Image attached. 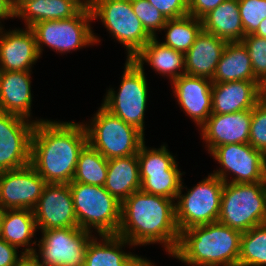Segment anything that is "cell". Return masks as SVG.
Returning <instances> with one entry per match:
<instances>
[{
	"label": "cell",
	"mask_w": 266,
	"mask_h": 266,
	"mask_svg": "<svg viewBox=\"0 0 266 266\" xmlns=\"http://www.w3.org/2000/svg\"><path fill=\"white\" fill-rule=\"evenodd\" d=\"M101 242L93 237L87 247L83 266H154L138 255L120 251L122 246L131 245L117 234H102Z\"/></svg>",
	"instance_id": "cell-21"
},
{
	"label": "cell",
	"mask_w": 266,
	"mask_h": 266,
	"mask_svg": "<svg viewBox=\"0 0 266 266\" xmlns=\"http://www.w3.org/2000/svg\"><path fill=\"white\" fill-rule=\"evenodd\" d=\"M17 247L7 243L0 237V266H16L24 255L18 257Z\"/></svg>",
	"instance_id": "cell-39"
},
{
	"label": "cell",
	"mask_w": 266,
	"mask_h": 266,
	"mask_svg": "<svg viewBox=\"0 0 266 266\" xmlns=\"http://www.w3.org/2000/svg\"><path fill=\"white\" fill-rule=\"evenodd\" d=\"M87 144L84 123L36 122L30 164L47 184L72 182L80 151Z\"/></svg>",
	"instance_id": "cell-1"
},
{
	"label": "cell",
	"mask_w": 266,
	"mask_h": 266,
	"mask_svg": "<svg viewBox=\"0 0 266 266\" xmlns=\"http://www.w3.org/2000/svg\"><path fill=\"white\" fill-rule=\"evenodd\" d=\"M252 110L229 114H211L200 127L207 150L225 144L249 143Z\"/></svg>",
	"instance_id": "cell-17"
},
{
	"label": "cell",
	"mask_w": 266,
	"mask_h": 266,
	"mask_svg": "<svg viewBox=\"0 0 266 266\" xmlns=\"http://www.w3.org/2000/svg\"><path fill=\"white\" fill-rule=\"evenodd\" d=\"M260 102L266 105V77L259 84Z\"/></svg>",
	"instance_id": "cell-42"
},
{
	"label": "cell",
	"mask_w": 266,
	"mask_h": 266,
	"mask_svg": "<svg viewBox=\"0 0 266 266\" xmlns=\"http://www.w3.org/2000/svg\"><path fill=\"white\" fill-rule=\"evenodd\" d=\"M78 227L98 235L117 234L121 223L120 203L104 186L70 182ZM91 227V228H90Z\"/></svg>",
	"instance_id": "cell-4"
},
{
	"label": "cell",
	"mask_w": 266,
	"mask_h": 266,
	"mask_svg": "<svg viewBox=\"0 0 266 266\" xmlns=\"http://www.w3.org/2000/svg\"><path fill=\"white\" fill-rule=\"evenodd\" d=\"M92 121V122H91ZM85 125L87 143L107 160L137 155L144 141V134L127 124L103 106Z\"/></svg>",
	"instance_id": "cell-6"
},
{
	"label": "cell",
	"mask_w": 266,
	"mask_h": 266,
	"mask_svg": "<svg viewBox=\"0 0 266 266\" xmlns=\"http://www.w3.org/2000/svg\"><path fill=\"white\" fill-rule=\"evenodd\" d=\"M173 201L141 189L132 193L122 203L117 235L134 246L164 243L166 251L172 255L180 239Z\"/></svg>",
	"instance_id": "cell-2"
},
{
	"label": "cell",
	"mask_w": 266,
	"mask_h": 266,
	"mask_svg": "<svg viewBox=\"0 0 266 266\" xmlns=\"http://www.w3.org/2000/svg\"><path fill=\"white\" fill-rule=\"evenodd\" d=\"M108 160L88 143L80 151L73 182L104 186Z\"/></svg>",
	"instance_id": "cell-31"
},
{
	"label": "cell",
	"mask_w": 266,
	"mask_h": 266,
	"mask_svg": "<svg viewBox=\"0 0 266 266\" xmlns=\"http://www.w3.org/2000/svg\"><path fill=\"white\" fill-rule=\"evenodd\" d=\"M259 81L253 72L251 58L242 41L227 42L217 64L212 83Z\"/></svg>",
	"instance_id": "cell-28"
},
{
	"label": "cell",
	"mask_w": 266,
	"mask_h": 266,
	"mask_svg": "<svg viewBox=\"0 0 266 266\" xmlns=\"http://www.w3.org/2000/svg\"><path fill=\"white\" fill-rule=\"evenodd\" d=\"M16 266H43L32 254H24Z\"/></svg>",
	"instance_id": "cell-41"
},
{
	"label": "cell",
	"mask_w": 266,
	"mask_h": 266,
	"mask_svg": "<svg viewBox=\"0 0 266 266\" xmlns=\"http://www.w3.org/2000/svg\"><path fill=\"white\" fill-rule=\"evenodd\" d=\"M33 213L41 231L78 227L69 184H46Z\"/></svg>",
	"instance_id": "cell-16"
},
{
	"label": "cell",
	"mask_w": 266,
	"mask_h": 266,
	"mask_svg": "<svg viewBox=\"0 0 266 266\" xmlns=\"http://www.w3.org/2000/svg\"><path fill=\"white\" fill-rule=\"evenodd\" d=\"M137 158L141 190L176 200L183 183L181 182L183 173L179 171L175 158L166 146L147 149L144 142L137 153Z\"/></svg>",
	"instance_id": "cell-11"
},
{
	"label": "cell",
	"mask_w": 266,
	"mask_h": 266,
	"mask_svg": "<svg viewBox=\"0 0 266 266\" xmlns=\"http://www.w3.org/2000/svg\"><path fill=\"white\" fill-rule=\"evenodd\" d=\"M46 184L31 164L0 172V207L33 210Z\"/></svg>",
	"instance_id": "cell-15"
},
{
	"label": "cell",
	"mask_w": 266,
	"mask_h": 266,
	"mask_svg": "<svg viewBox=\"0 0 266 266\" xmlns=\"http://www.w3.org/2000/svg\"><path fill=\"white\" fill-rule=\"evenodd\" d=\"M210 154L223 168L212 174L224 183L266 182V155L249 143L225 144L214 148ZM228 172L235 176L231 181H227Z\"/></svg>",
	"instance_id": "cell-13"
},
{
	"label": "cell",
	"mask_w": 266,
	"mask_h": 266,
	"mask_svg": "<svg viewBox=\"0 0 266 266\" xmlns=\"http://www.w3.org/2000/svg\"><path fill=\"white\" fill-rule=\"evenodd\" d=\"M42 239L37 244L33 256L43 266H83L90 240V231L79 227L52 228L42 231Z\"/></svg>",
	"instance_id": "cell-12"
},
{
	"label": "cell",
	"mask_w": 266,
	"mask_h": 266,
	"mask_svg": "<svg viewBox=\"0 0 266 266\" xmlns=\"http://www.w3.org/2000/svg\"><path fill=\"white\" fill-rule=\"evenodd\" d=\"M171 83L180 107L201 127L212 114V80L183 74Z\"/></svg>",
	"instance_id": "cell-18"
},
{
	"label": "cell",
	"mask_w": 266,
	"mask_h": 266,
	"mask_svg": "<svg viewBox=\"0 0 266 266\" xmlns=\"http://www.w3.org/2000/svg\"><path fill=\"white\" fill-rule=\"evenodd\" d=\"M37 226L33 210L29 209H6L3 212L0 237L7 243L16 246H26L23 254H33L36 250L30 245L35 244L30 242L31 238L35 236ZM30 246V247H29Z\"/></svg>",
	"instance_id": "cell-29"
},
{
	"label": "cell",
	"mask_w": 266,
	"mask_h": 266,
	"mask_svg": "<svg viewBox=\"0 0 266 266\" xmlns=\"http://www.w3.org/2000/svg\"><path fill=\"white\" fill-rule=\"evenodd\" d=\"M238 266H266V223L242 233Z\"/></svg>",
	"instance_id": "cell-32"
},
{
	"label": "cell",
	"mask_w": 266,
	"mask_h": 266,
	"mask_svg": "<svg viewBox=\"0 0 266 266\" xmlns=\"http://www.w3.org/2000/svg\"><path fill=\"white\" fill-rule=\"evenodd\" d=\"M28 71H2L0 76V112L28 119L31 114V79Z\"/></svg>",
	"instance_id": "cell-23"
},
{
	"label": "cell",
	"mask_w": 266,
	"mask_h": 266,
	"mask_svg": "<svg viewBox=\"0 0 266 266\" xmlns=\"http://www.w3.org/2000/svg\"><path fill=\"white\" fill-rule=\"evenodd\" d=\"M3 212H4V209L0 207V228H1V222H2V217H3Z\"/></svg>",
	"instance_id": "cell-44"
},
{
	"label": "cell",
	"mask_w": 266,
	"mask_h": 266,
	"mask_svg": "<svg viewBox=\"0 0 266 266\" xmlns=\"http://www.w3.org/2000/svg\"><path fill=\"white\" fill-rule=\"evenodd\" d=\"M29 121V122H28ZM24 117L0 112V172L30 164L31 140L36 122Z\"/></svg>",
	"instance_id": "cell-14"
},
{
	"label": "cell",
	"mask_w": 266,
	"mask_h": 266,
	"mask_svg": "<svg viewBox=\"0 0 266 266\" xmlns=\"http://www.w3.org/2000/svg\"><path fill=\"white\" fill-rule=\"evenodd\" d=\"M92 19H99L126 46L127 59H132L153 37L133 12L131 0H88Z\"/></svg>",
	"instance_id": "cell-7"
},
{
	"label": "cell",
	"mask_w": 266,
	"mask_h": 266,
	"mask_svg": "<svg viewBox=\"0 0 266 266\" xmlns=\"http://www.w3.org/2000/svg\"><path fill=\"white\" fill-rule=\"evenodd\" d=\"M260 81L212 83V114L252 110L260 101Z\"/></svg>",
	"instance_id": "cell-20"
},
{
	"label": "cell",
	"mask_w": 266,
	"mask_h": 266,
	"mask_svg": "<svg viewBox=\"0 0 266 266\" xmlns=\"http://www.w3.org/2000/svg\"><path fill=\"white\" fill-rule=\"evenodd\" d=\"M253 34L259 37L266 38V18L262 20L257 30Z\"/></svg>",
	"instance_id": "cell-43"
},
{
	"label": "cell",
	"mask_w": 266,
	"mask_h": 266,
	"mask_svg": "<svg viewBox=\"0 0 266 266\" xmlns=\"http://www.w3.org/2000/svg\"><path fill=\"white\" fill-rule=\"evenodd\" d=\"M88 0H16L15 17L25 20L26 27L47 20L70 19Z\"/></svg>",
	"instance_id": "cell-24"
},
{
	"label": "cell",
	"mask_w": 266,
	"mask_h": 266,
	"mask_svg": "<svg viewBox=\"0 0 266 266\" xmlns=\"http://www.w3.org/2000/svg\"><path fill=\"white\" fill-rule=\"evenodd\" d=\"M245 35L253 34L266 18V0H238Z\"/></svg>",
	"instance_id": "cell-33"
},
{
	"label": "cell",
	"mask_w": 266,
	"mask_h": 266,
	"mask_svg": "<svg viewBox=\"0 0 266 266\" xmlns=\"http://www.w3.org/2000/svg\"><path fill=\"white\" fill-rule=\"evenodd\" d=\"M166 29V39L162 43L174 50L186 53L203 29L202 20L190 15L167 19L162 30Z\"/></svg>",
	"instance_id": "cell-30"
},
{
	"label": "cell",
	"mask_w": 266,
	"mask_h": 266,
	"mask_svg": "<svg viewBox=\"0 0 266 266\" xmlns=\"http://www.w3.org/2000/svg\"><path fill=\"white\" fill-rule=\"evenodd\" d=\"M131 5L144 29L152 37H156V30L161 31L167 19L148 0H131Z\"/></svg>",
	"instance_id": "cell-34"
},
{
	"label": "cell",
	"mask_w": 266,
	"mask_h": 266,
	"mask_svg": "<svg viewBox=\"0 0 266 266\" xmlns=\"http://www.w3.org/2000/svg\"><path fill=\"white\" fill-rule=\"evenodd\" d=\"M249 144L266 155V105L260 101L252 109Z\"/></svg>",
	"instance_id": "cell-36"
},
{
	"label": "cell",
	"mask_w": 266,
	"mask_h": 266,
	"mask_svg": "<svg viewBox=\"0 0 266 266\" xmlns=\"http://www.w3.org/2000/svg\"><path fill=\"white\" fill-rule=\"evenodd\" d=\"M224 182L214 174L182 194L183 184L177 196L176 223L180 233L193 226L217 222L220 215Z\"/></svg>",
	"instance_id": "cell-10"
},
{
	"label": "cell",
	"mask_w": 266,
	"mask_h": 266,
	"mask_svg": "<svg viewBox=\"0 0 266 266\" xmlns=\"http://www.w3.org/2000/svg\"><path fill=\"white\" fill-rule=\"evenodd\" d=\"M218 222L247 232L266 223V182L224 183Z\"/></svg>",
	"instance_id": "cell-5"
},
{
	"label": "cell",
	"mask_w": 266,
	"mask_h": 266,
	"mask_svg": "<svg viewBox=\"0 0 266 266\" xmlns=\"http://www.w3.org/2000/svg\"><path fill=\"white\" fill-rule=\"evenodd\" d=\"M203 30L226 42L242 41L245 36L238 0H226L202 19Z\"/></svg>",
	"instance_id": "cell-27"
},
{
	"label": "cell",
	"mask_w": 266,
	"mask_h": 266,
	"mask_svg": "<svg viewBox=\"0 0 266 266\" xmlns=\"http://www.w3.org/2000/svg\"><path fill=\"white\" fill-rule=\"evenodd\" d=\"M241 236L218 221L193 226L180 233L172 256L190 266H238Z\"/></svg>",
	"instance_id": "cell-3"
},
{
	"label": "cell",
	"mask_w": 266,
	"mask_h": 266,
	"mask_svg": "<svg viewBox=\"0 0 266 266\" xmlns=\"http://www.w3.org/2000/svg\"><path fill=\"white\" fill-rule=\"evenodd\" d=\"M132 60L138 65H143L144 62L150 64L156 72L169 76L172 81L185 74V53L158 42L156 37H153Z\"/></svg>",
	"instance_id": "cell-26"
},
{
	"label": "cell",
	"mask_w": 266,
	"mask_h": 266,
	"mask_svg": "<svg viewBox=\"0 0 266 266\" xmlns=\"http://www.w3.org/2000/svg\"><path fill=\"white\" fill-rule=\"evenodd\" d=\"M124 66L119 92L109 89L102 106L144 134V113L148 99L144 68L132 59H127Z\"/></svg>",
	"instance_id": "cell-8"
},
{
	"label": "cell",
	"mask_w": 266,
	"mask_h": 266,
	"mask_svg": "<svg viewBox=\"0 0 266 266\" xmlns=\"http://www.w3.org/2000/svg\"><path fill=\"white\" fill-rule=\"evenodd\" d=\"M0 27V65L2 71H28L41 57L31 28L9 32ZM4 32V33H3Z\"/></svg>",
	"instance_id": "cell-19"
},
{
	"label": "cell",
	"mask_w": 266,
	"mask_h": 266,
	"mask_svg": "<svg viewBox=\"0 0 266 266\" xmlns=\"http://www.w3.org/2000/svg\"><path fill=\"white\" fill-rule=\"evenodd\" d=\"M226 0H188V15L202 19Z\"/></svg>",
	"instance_id": "cell-38"
},
{
	"label": "cell",
	"mask_w": 266,
	"mask_h": 266,
	"mask_svg": "<svg viewBox=\"0 0 266 266\" xmlns=\"http://www.w3.org/2000/svg\"><path fill=\"white\" fill-rule=\"evenodd\" d=\"M227 42L205 30L185 53V74L213 79Z\"/></svg>",
	"instance_id": "cell-22"
},
{
	"label": "cell",
	"mask_w": 266,
	"mask_h": 266,
	"mask_svg": "<svg viewBox=\"0 0 266 266\" xmlns=\"http://www.w3.org/2000/svg\"><path fill=\"white\" fill-rule=\"evenodd\" d=\"M166 19L188 15V0H148Z\"/></svg>",
	"instance_id": "cell-37"
},
{
	"label": "cell",
	"mask_w": 266,
	"mask_h": 266,
	"mask_svg": "<svg viewBox=\"0 0 266 266\" xmlns=\"http://www.w3.org/2000/svg\"><path fill=\"white\" fill-rule=\"evenodd\" d=\"M104 188L120 203L141 189L137 155L108 160V172Z\"/></svg>",
	"instance_id": "cell-25"
},
{
	"label": "cell",
	"mask_w": 266,
	"mask_h": 266,
	"mask_svg": "<svg viewBox=\"0 0 266 266\" xmlns=\"http://www.w3.org/2000/svg\"><path fill=\"white\" fill-rule=\"evenodd\" d=\"M91 20L92 13L87 4L70 19L47 20L32 25L30 28L35 35L39 55L44 44L65 53L100 42L91 30Z\"/></svg>",
	"instance_id": "cell-9"
},
{
	"label": "cell",
	"mask_w": 266,
	"mask_h": 266,
	"mask_svg": "<svg viewBox=\"0 0 266 266\" xmlns=\"http://www.w3.org/2000/svg\"><path fill=\"white\" fill-rule=\"evenodd\" d=\"M15 6L16 0H0V20L15 17Z\"/></svg>",
	"instance_id": "cell-40"
},
{
	"label": "cell",
	"mask_w": 266,
	"mask_h": 266,
	"mask_svg": "<svg viewBox=\"0 0 266 266\" xmlns=\"http://www.w3.org/2000/svg\"><path fill=\"white\" fill-rule=\"evenodd\" d=\"M242 42L251 58L254 75L261 82L266 77V38L249 34Z\"/></svg>",
	"instance_id": "cell-35"
}]
</instances>
